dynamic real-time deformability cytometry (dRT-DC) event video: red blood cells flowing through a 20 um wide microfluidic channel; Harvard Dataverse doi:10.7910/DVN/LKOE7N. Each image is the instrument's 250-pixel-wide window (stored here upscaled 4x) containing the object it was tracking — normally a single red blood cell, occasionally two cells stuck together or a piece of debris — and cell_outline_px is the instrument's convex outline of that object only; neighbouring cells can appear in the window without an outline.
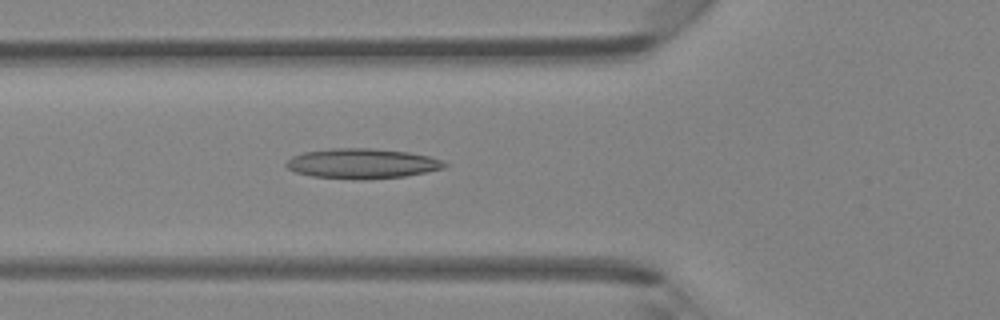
{"species": "Egyptian fruit bat (a non-hibernating species)", "species_latin": "Rousettus aegyptiacus", "temperature_condition": "room temperature", "stored_images_in_passage": 47, "camera_frame_rate_fps": 3000, "um_per_image_px": 0.085, "animal": {"sex": "female"}, "frame": {"image": 1, "passage_image": 17, "time_ms": 5.333, "image_size_px": [1000, 320], "cell_outline_px": [[452, 164], [444, 168], [404, 176], [364, 180], [360, 180], [312, 176], [296, 172], [288, 168], [284, 164], [292, 156], [304, 152], [332, 148], [368, 148], [408, 152], [428, 156], [444, 160]], "centroid_in_image_um": [30.81, 13.9], "position_along_channel_um": 95.0, "area_um2": 27.74}}
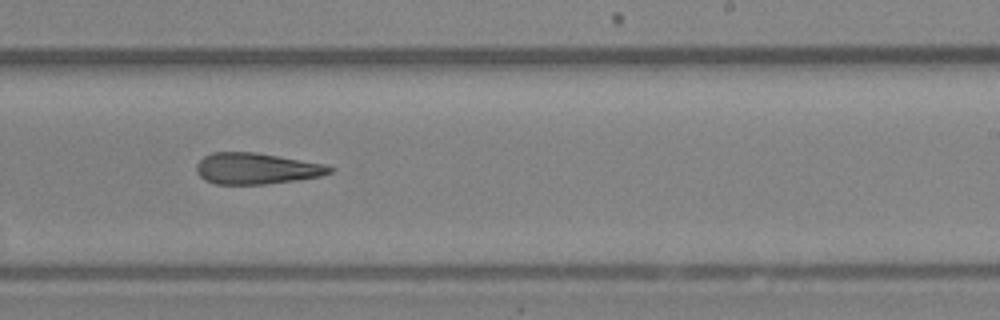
{"frame": {"image": 2, "passage_image": 29, "time_ms": 9.333, "image_size_px": [1000, 320], "cell_outline_px": [[336, 168], [332, 172], [320, 176], [296, 180], [264, 184], [216, 184], [204, 180], [196, 172], [196, 164], [204, 156], [212, 152], [256, 152], [324, 164]], "centroid_in_image_um": [21.78, 14.32], "position_along_channel_um": 267.2, "area_um2": 24.22}}
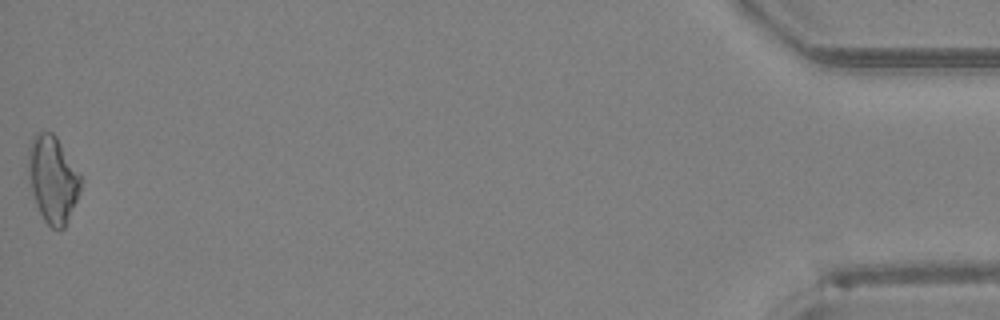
{"frame": {"image": 3, "passage_image": 47, "time_ms": 15.333, "image_size_px": [1000, 320], "cell_outline_px": [[80, 192], [64, 228], [60, 232], [52, 228], [44, 220], [36, 204], [32, 192], [28, 176], [28, 148], [32, 136], [36, 132], [52, 132], [56, 136], [80, 172]], "centroid_in_image_um": [4.47, 15.22], "position_along_channel_um": 430.7, "area_um2": 26.65}, "authors_computed_cell_mechanics": {"area_um2": 25.2586, "velocity_mm_per_s": 4.3273, "shape_relaxation_time_tau1_ms": null, "shape_relaxation_time_tau2_ms": 5.5727, "deformation_change_tau1": null, "deformation_change_tau2": 0.208}}